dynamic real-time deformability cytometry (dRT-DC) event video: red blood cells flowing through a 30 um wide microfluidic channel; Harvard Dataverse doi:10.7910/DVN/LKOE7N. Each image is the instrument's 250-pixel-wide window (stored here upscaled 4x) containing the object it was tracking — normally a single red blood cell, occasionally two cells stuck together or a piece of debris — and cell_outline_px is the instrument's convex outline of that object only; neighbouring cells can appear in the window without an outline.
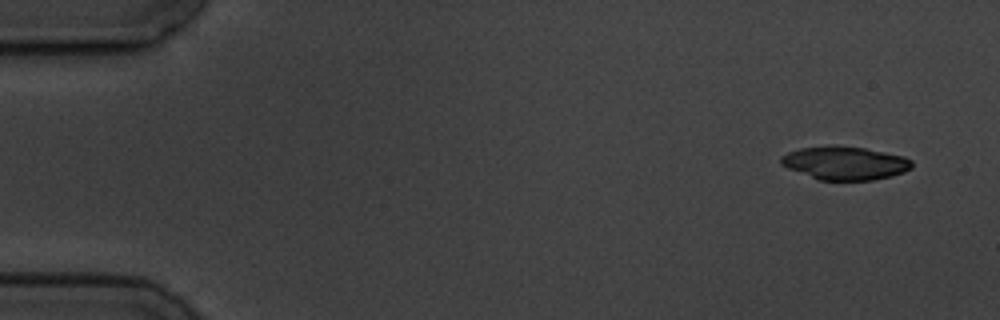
{"species": "common noctule bat (a hibernating species)", "species_latin": "Nyctalus noctula", "temperature_condition": "cold", "stored_images_in_passage": 4, "camera_frame_rate_fps": 3000, "um_per_image_px": 0.085, "animal": {"sex": "male", "body_mass_g": 19.5, "forearm_length_mm": 54.6}, "frame": {"image": 1, "passage_image": 1, "time_ms": 0.0, "image_size_px": [1000, 320], "cell_outline_px": [[912, 168], [904, 172], [892, 176], [872, 180], [816, 180], [788, 168], [780, 164], [780, 156], [788, 152], [800, 148], [832, 144], [836, 144], [864, 148], [904, 156], [912, 160]], "centroid_in_image_um": [71.79, 13.85], "position_along_channel_um": 13.2, "area_um2": 25.84}}